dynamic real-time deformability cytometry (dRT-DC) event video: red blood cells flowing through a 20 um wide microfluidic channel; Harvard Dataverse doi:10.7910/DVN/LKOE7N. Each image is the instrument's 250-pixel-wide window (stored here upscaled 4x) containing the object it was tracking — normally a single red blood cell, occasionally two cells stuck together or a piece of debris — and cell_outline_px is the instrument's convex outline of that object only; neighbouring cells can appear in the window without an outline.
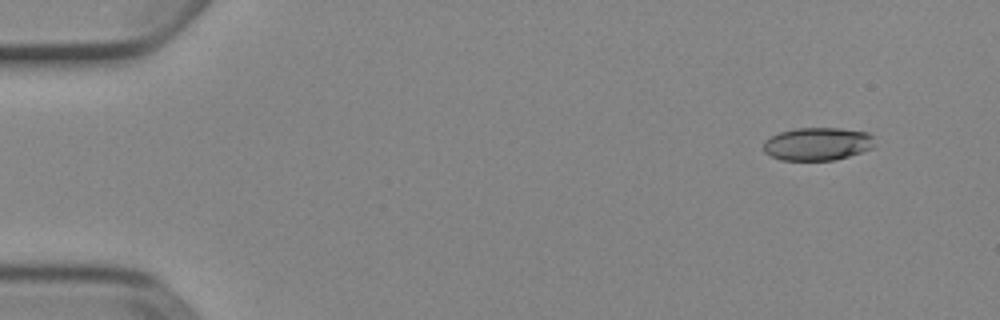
{"species": "Egyptian fruit bat (a non-hibernating species)", "species_latin": "Rousettus aegyptiacus", "temperature_condition": "cold", "stored_images_in_passage": 49, "camera_frame_rate_fps": 3000, "um_per_image_px": 0.085, "animal": {"sex": "female"}, "frame": {"image": 1, "passage_image": 1, "time_ms": 0.0, "image_size_px": [1000, 320], "cell_outline_px": [[872, 148], [848, 156], [832, 160], [780, 160], [764, 152], [764, 140], [780, 132], [796, 128], [840, 128], [868, 132], [872, 136]], "centroid_in_image_um": [69.46, 12.23], "position_along_channel_um": 15.5, "area_um2": 21.15}}
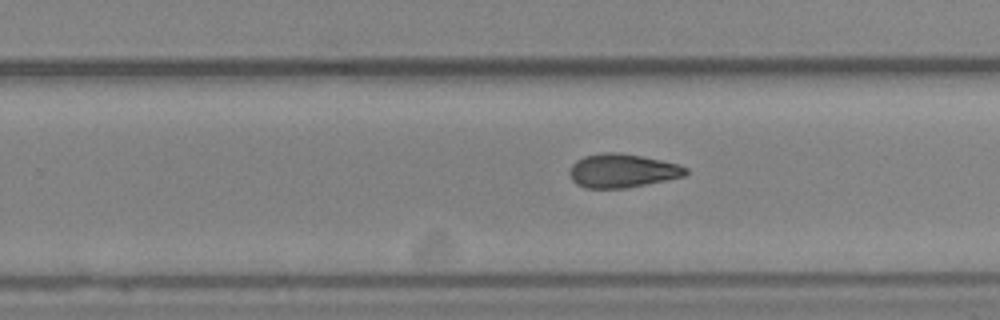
{"frame": {"image": 2, "passage_image": 30, "time_ms": 9.667, "image_size_px": [1000, 320], "cell_outline_px": [[688, 172], [684, 176], [624, 188], [584, 188], [576, 184], [572, 180], [568, 172], [572, 164], [576, 160], [584, 156], [604, 152], [616, 152], [640, 156], [680, 164], [688, 168]], "centroid_in_image_um": [52.86, 14.51], "position_along_channel_um": 276.9, "area_um2": 22.72}}
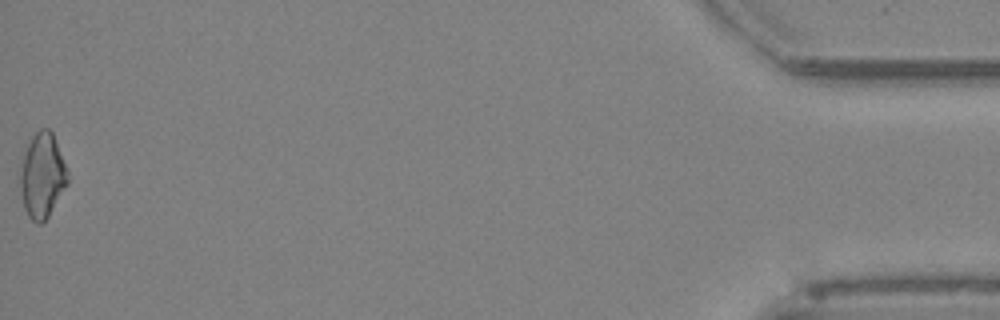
{"frame": {"image": 3, "passage_image": 49, "time_ms": 16.0, "image_size_px": [1000, 320], "cell_outline_px": [[68, 184], [48, 216], [40, 224], [36, 224], [28, 216], [24, 208], [16, 172], [24, 152], [32, 136], [40, 128], [48, 128], [52, 132], [68, 172]], "centroid_in_image_um": [3.54, 14.92], "position_along_channel_um": 431.7, "area_um2": 23.87}, "authors_computed_cell_mechanics": {"area_um2": 22.7154, "velocity_mm_per_s": 3.9153, "shape_relaxation_time_tau1_ms": 6.767, "shape_relaxation_time_tau2_ms": 5.3851, "deformation_change_tau1": 0.1668, "deformation_change_tau2": 0.1398}}